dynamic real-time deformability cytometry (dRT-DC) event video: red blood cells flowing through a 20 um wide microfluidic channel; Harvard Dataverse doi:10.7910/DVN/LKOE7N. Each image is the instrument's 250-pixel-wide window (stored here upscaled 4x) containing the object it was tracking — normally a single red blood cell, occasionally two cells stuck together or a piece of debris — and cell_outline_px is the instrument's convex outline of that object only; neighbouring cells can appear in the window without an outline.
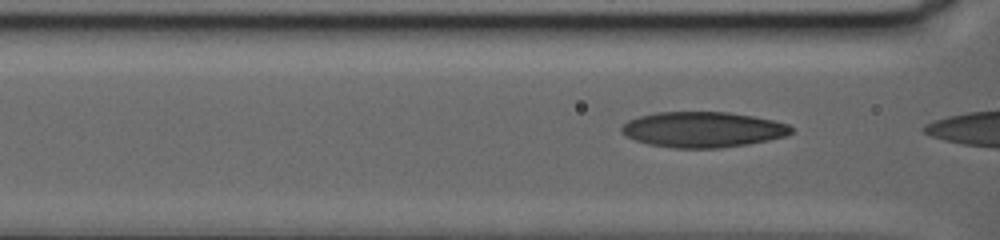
{"species": "human", "species_latin": "Homo sapiens", "temperature_condition": "warm", "stored_images_in_passage": 8, "camera_frame_rate_fps": 3000, "um_per_image_px": 0.085, "donor": {"sex": "female"}, "frame": {"image": 1, "passage_image": 6, "time_ms": 1.667, "image_size_px": [1000, 240], "cell_outline_px": [[792, 132], [788, 136], [748, 144], [720, 148], [672, 148], [648, 144], [636, 140], [620, 132], [620, 128], [628, 120], [640, 116], [656, 112], [728, 112], [752, 116], [772, 120], [788, 124], [792, 128]], "centroid_in_image_um": [59.74, 11.01], "position_along_channel_um": 106.9, "area_um2": 35.14}}